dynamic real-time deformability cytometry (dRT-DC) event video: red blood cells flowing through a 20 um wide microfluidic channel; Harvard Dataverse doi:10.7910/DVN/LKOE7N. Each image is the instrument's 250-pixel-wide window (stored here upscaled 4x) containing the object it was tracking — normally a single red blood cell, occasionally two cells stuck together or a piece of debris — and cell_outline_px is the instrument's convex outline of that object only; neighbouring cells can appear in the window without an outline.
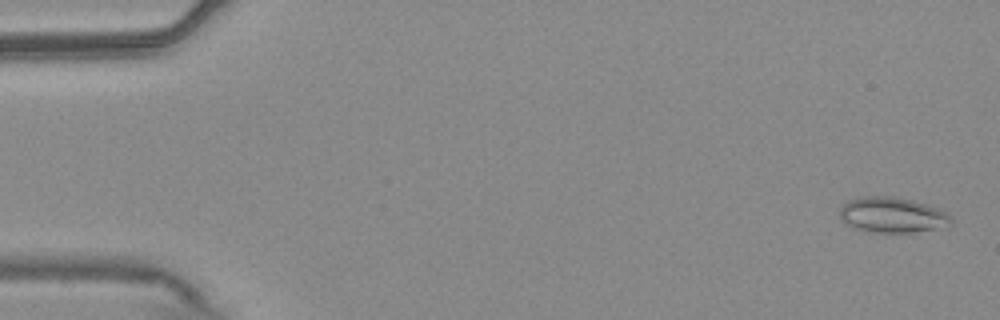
{"species": "common noctule bat (a hibernating species)", "species_latin": "Nyctalus noctula", "temperature_condition": "warm", "stored_images_in_passage": 54, "camera_frame_rate_fps": 3000, "um_per_image_px": 0.085, "animal": {"sex": "male", "body_mass_g": 20.4}, "frame": {"image": 1, "passage_image": 2, "time_ms": 0.333, "image_size_px": [1000, 320], "cell_outline_px": [[952, 224], [912, 232], [876, 232], [852, 228], [844, 224], [840, 216], [840, 208], [848, 200], [860, 196], [892, 196], [912, 200], [940, 208], [948, 212], [952, 216]], "centroid_in_image_um": [75.82, 18.25], "position_along_channel_um": 9.2, "area_um2": 23.06}}
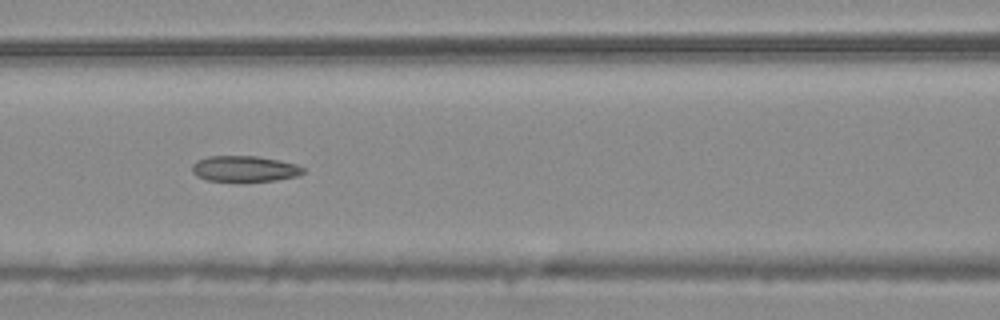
{"frame": {"image": 2, "passage_image": 24, "time_ms": 7.667, "image_size_px": [1000, 320], "cell_outline_px": [[304, 172], [296, 176], [276, 180], [244, 184], [208, 180], [196, 176], [192, 172], [192, 164], [196, 160], [208, 156], [256, 156], [296, 164], [304, 168]], "centroid_in_image_um": [20.74, 14.39], "position_along_channel_um": 145.9, "area_um2": 17.34}}
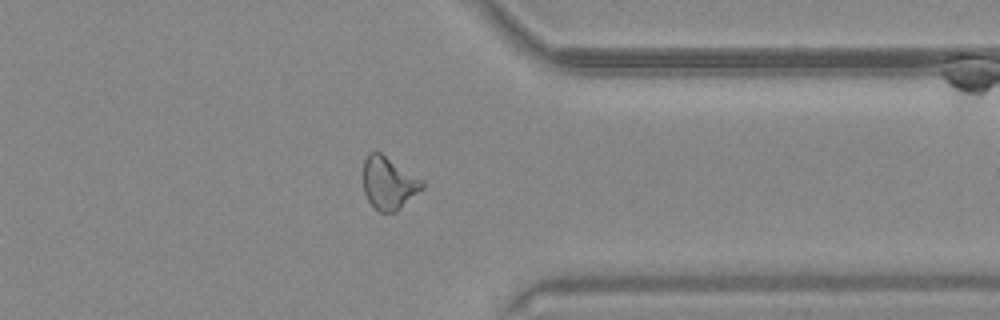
{"frame": {"image": 3, "passage_image": 43, "time_ms": 14.0, "image_size_px": [1000, 320], "cell_outline_px": [[424, 188], [396, 212], [380, 212], [368, 200], [364, 192], [364, 160], [368, 152], [380, 152], [424, 180]], "centroid_in_image_um": [33.06, 15.56], "position_along_channel_um": 378.3, "area_um2": 18.03}, "authors_computed_cell_mechanics": {"area_um2": 18.1781, "velocity_mm_per_s": 3.7756, "shape_relaxation_time_tau1_ms": null, "shape_relaxation_time_tau2_ms": 4.4177, "deformation_change_tau1": null, "deformation_change_tau2": 0.1293}}